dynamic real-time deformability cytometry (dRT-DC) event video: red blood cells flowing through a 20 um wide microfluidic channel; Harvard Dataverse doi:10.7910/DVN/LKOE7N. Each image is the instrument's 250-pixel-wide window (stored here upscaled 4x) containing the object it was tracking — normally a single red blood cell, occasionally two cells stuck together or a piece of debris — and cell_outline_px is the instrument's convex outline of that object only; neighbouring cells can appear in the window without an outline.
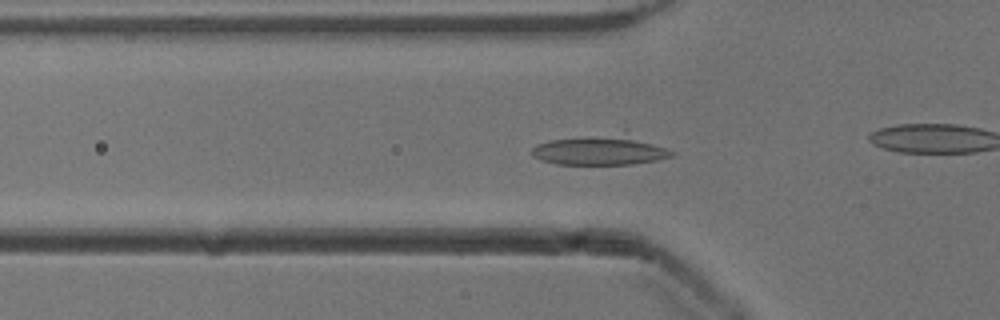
{"species": "common noctule bat (a hibernating species)", "species_latin": "Nyctalus noctula", "temperature_condition": "cold", "stored_images_in_passage": 44, "camera_frame_rate_fps": 3000, "um_per_image_px": 0.085, "animal": {"sex": "male", "body_mass_g": 13.3}, "frame": {"image": 1, "passage_image": 8, "time_ms": 2.333, "image_size_px": [1000, 320], "cell_outline_px": [[676, 152], [672, 156], [656, 160], [632, 164], [556, 164], [540, 160], [532, 156], [532, 148], [536, 144], [552, 140], [624, 128], [628, 128]], "centroid_in_image_um": [51.17, 12.67], "position_along_channel_um": 74.6, "area_um2": 26.13}}
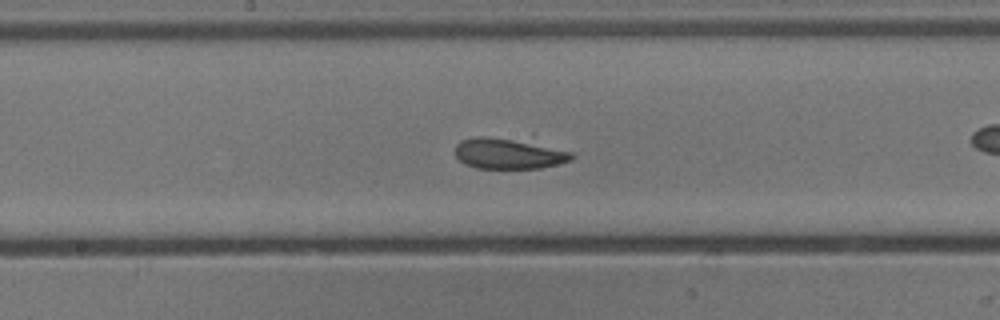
{"frame": {"image": 2, "passage_image": 18, "time_ms": 5.667, "image_size_px": [1000, 320], "cell_outline_px": [[576, 156], [572, 160], [540, 168], [476, 168], [464, 164], [456, 156], [456, 144], [460, 140], [480, 136], [532, 132], [572, 152]], "centroid_in_image_um": [43.46, 12.89], "position_along_channel_um": 204.7, "area_um2": 23.93}}
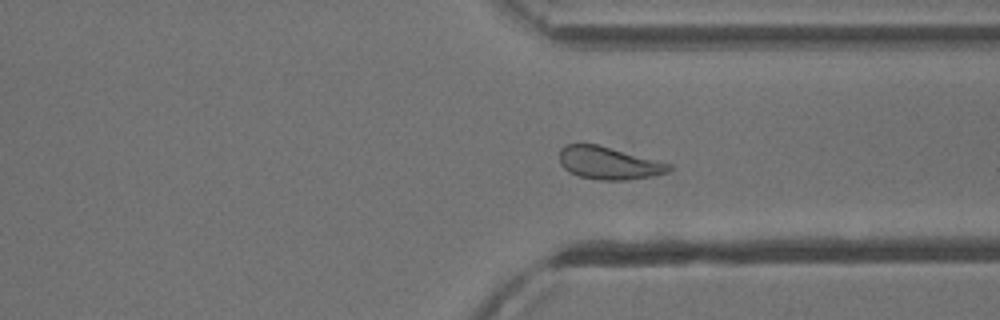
{"frame": {"image": 3, "passage_image": 30, "time_ms": 9.667, "image_size_px": [1000, 320], "cell_outline_px": [[672, 168], [668, 172], [652, 176], [624, 180], [600, 180], [580, 176], [568, 172], [560, 164], [560, 148], [564, 144], [596, 144], [672, 164]], "centroid_in_image_um": [51.72, 13.86], "position_along_channel_um": 359.7, "area_um2": 20.69}}